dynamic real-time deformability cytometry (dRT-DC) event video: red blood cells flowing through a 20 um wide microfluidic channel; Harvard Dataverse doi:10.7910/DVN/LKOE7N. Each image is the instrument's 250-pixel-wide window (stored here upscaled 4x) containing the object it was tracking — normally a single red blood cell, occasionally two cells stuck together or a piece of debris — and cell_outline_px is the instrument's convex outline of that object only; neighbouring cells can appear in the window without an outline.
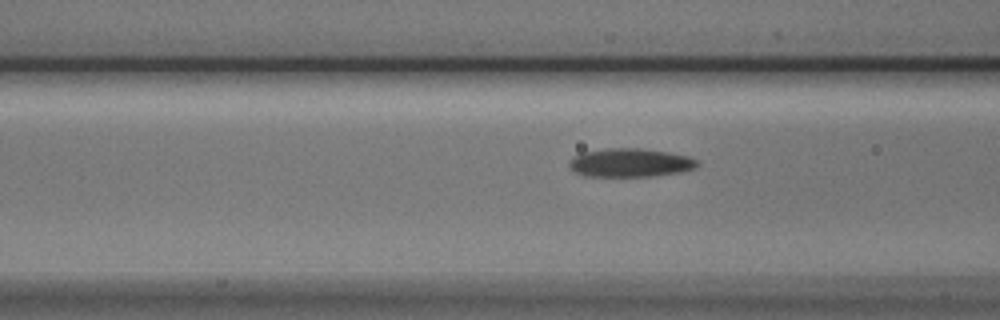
{"species": "Egyptian fruit bat (a non-hibernating species)", "species_latin": "Rousettus aegyptiacus", "temperature_condition": "cold", "stored_images_in_passage": 15, "camera_frame_rate_fps": 3000, "um_per_image_px": 0.085, "animal": {"sex": "male"}, "frame": {"image": 1, "passage_image": 13, "time_ms": 4.0, "image_size_px": [1000, 320], "cell_outline_px": [[696, 164], [692, 168], [680, 172], [648, 176], [584, 176], [568, 168], [568, 160], [572, 156], [584, 152], [608, 148], [640, 148], [688, 156], [696, 160]], "centroid_in_image_um": [53.45, 13.83], "position_along_channel_um": 113.1, "area_um2": 21.04}}